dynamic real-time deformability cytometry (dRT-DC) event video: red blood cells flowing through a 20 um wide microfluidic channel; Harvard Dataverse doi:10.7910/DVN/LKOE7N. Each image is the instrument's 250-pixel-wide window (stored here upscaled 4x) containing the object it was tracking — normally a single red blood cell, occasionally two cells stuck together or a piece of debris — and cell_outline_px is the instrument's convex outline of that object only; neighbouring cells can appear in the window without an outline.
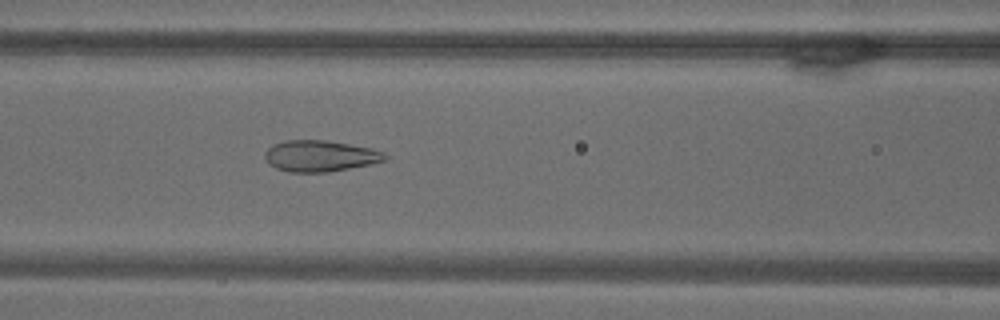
{"species": "common noctule bat (a hibernating species)", "species_latin": "Nyctalus noctula", "temperature_condition": "warm", "stored_images_in_passage": 60, "camera_frame_rate_fps": 3000, "um_per_image_px": 0.085, "animal": {"sex": "male", "body_mass_g": 18.8}, "frame": {"image": 1, "passage_image": 20, "time_ms": 6.333, "image_size_px": [1000, 320], "cell_outline_px": [[388, 160], [372, 164], [328, 172], [288, 172], [276, 168], [268, 164], [264, 156], [264, 152], [272, 144], [284, 140], [324, 140], [372, 148], [384, 152], [388, 156]], "centroid_in_image_um": [27.21, 13.26], "position_along_channel_um": 139.4, "area_um2": 22.08}}
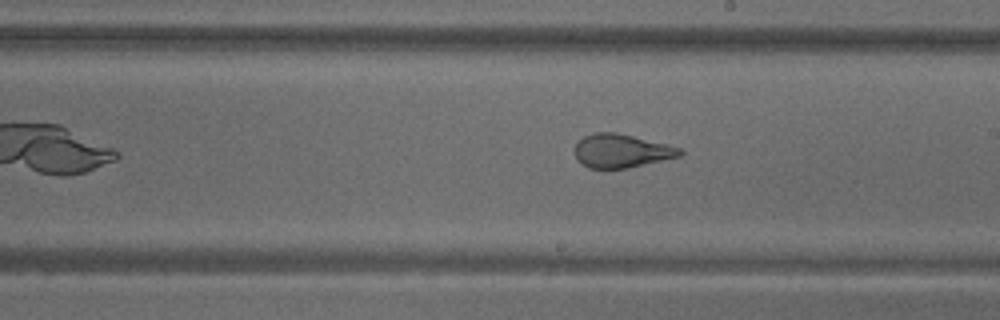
{"frame": {"image": 2, "passage_image": 30, "time_ms": 9.667, "image_size_px": [1000, 320], "cell_outline_px": [[684, 152], [680, 156], [628, 168], [588, 168], [580, 164], [576, 160], [572, 148], [584, 136], [596, 132], [616, 132], [680, 148]], "centroid_in_image_um": [52.74, 12.83], "position_along_channel_um": 236.3, "area_um2": 20.52}}
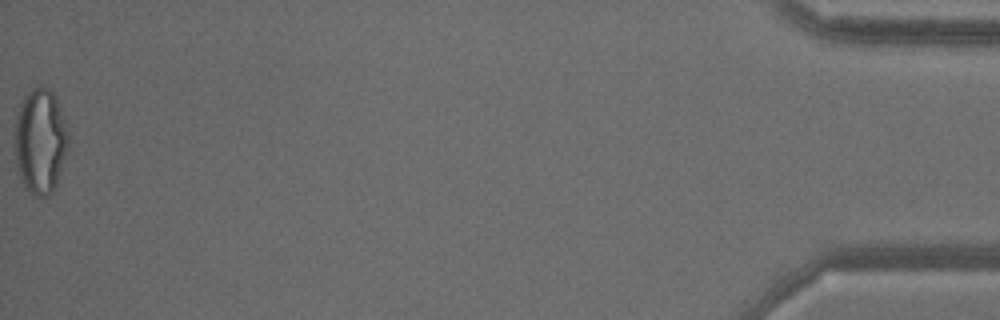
{"frame": {"image": 3, "passage_image": 60, "time_ms": 19.667, "image_size_px": [1000, 320], "cell_outline_px": [[68, 152], [56, 184], [52, 192], [48, 196], [32, 196], [24, 188], [20, 180], [16, 160], [16, 116], [20, 104], [24, 96], [36, 84], [44, 84], [52, 88], [60, 108], [68, 132]], "centroid_in_image_um": [3.44, 11.97], "position_along_channel_um": 431.8, "area_um2": 33.29}}